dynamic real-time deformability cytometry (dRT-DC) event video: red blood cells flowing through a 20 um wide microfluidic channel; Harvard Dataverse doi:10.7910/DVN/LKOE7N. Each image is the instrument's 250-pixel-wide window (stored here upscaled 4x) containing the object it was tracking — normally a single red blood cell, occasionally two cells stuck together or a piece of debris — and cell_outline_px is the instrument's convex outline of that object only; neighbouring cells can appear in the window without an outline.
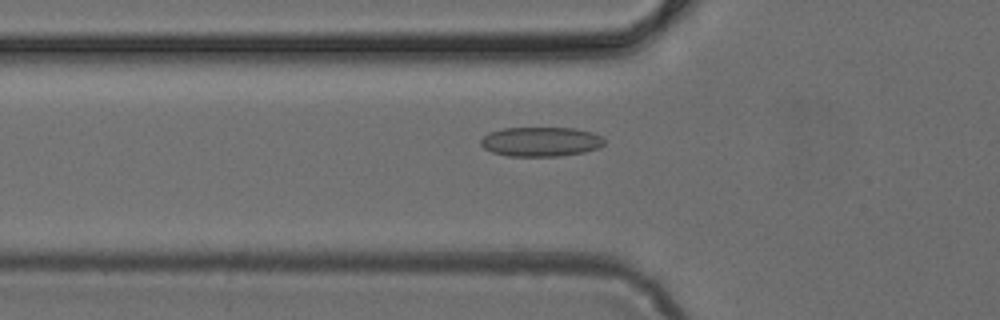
{"species": "common noctule bat (a hibernating species)", "species_latin": "Nyctalus noctula", "temperature_condition": "cold", "stored_images_in_passage": 49, "camera_frame_rate_fps": 3000, "um_per_image_px": 0.085, "animal": {"sex": "female", "body_mass_g": 24.6, "forearm_length_mm": 56.2}, "frame": {"image": 1, "passage_image": 17, "time_ms": 5.333, "image_size_px": [1000, 320], "cell_outline_px": [[604, 144], [600, 148], [584, 152], [560, 156], [508, 156], [492, 152], [484, 148], [480, 144], [480, 140], [488, 132], [504, 128], [576, 128], [592, 132], [600, 136], [604, 140]], "centroid_in_image_um": [45.97, 12.04], "position_along_channel_um": 79.8, "area_um2": 21.33}}
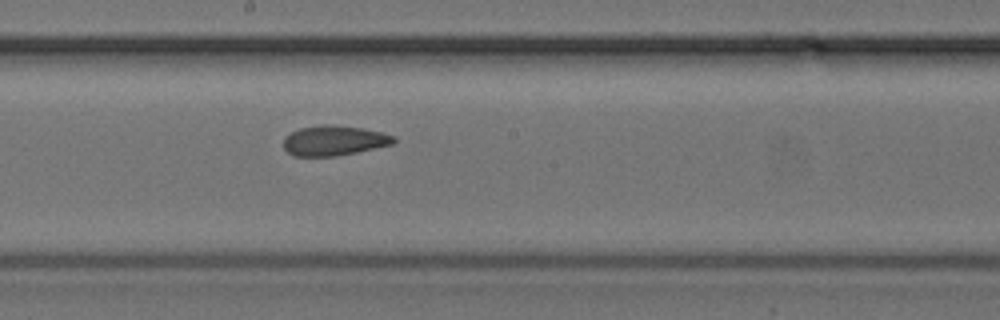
{"frame": {"image": 2, "passage_image": 27, "time_ms": 8.667, "image_size_px": [1000, 320], "cell_outline_px": [[396, 140], [392, 144], [356, 152], [336, 156], [292, 156], [284, 148], [284, 136], [300, 128], [320, 124], [324, 124], [364, 128], [396, 136]], "centroid_in_image_um": [28.37, 11.94], "position_along_channel_um": 219.8, "area_um2": 19.25}}
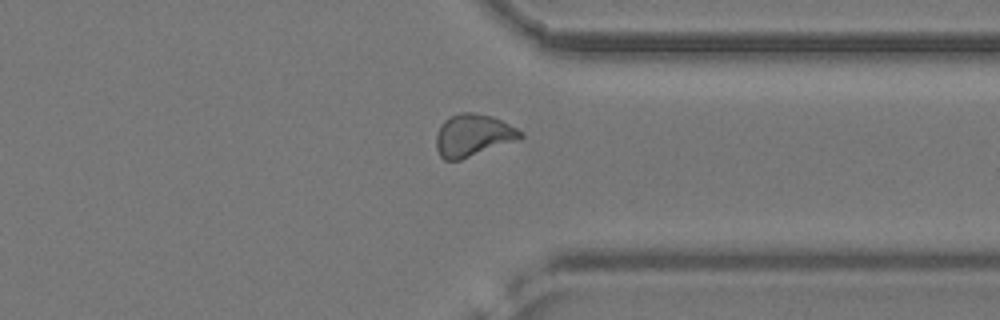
{"frame": {"image": 3, "passage_image": 38, "time_ms": 12.333, "image_size_px": [1000, 320], "cell_outline_px": [[524, 136], [520, 140], [460, 160], [444, 160], [440, 156], [436, 148], [436, 132], [440, 124], [444, 120], [460, 112], [472, 112], [492, 116], [524, 132]], "centroid_in_image_um": [40.21, 11.51], "position_along_channel_um": 371.2, "area_um2": 20.98}}